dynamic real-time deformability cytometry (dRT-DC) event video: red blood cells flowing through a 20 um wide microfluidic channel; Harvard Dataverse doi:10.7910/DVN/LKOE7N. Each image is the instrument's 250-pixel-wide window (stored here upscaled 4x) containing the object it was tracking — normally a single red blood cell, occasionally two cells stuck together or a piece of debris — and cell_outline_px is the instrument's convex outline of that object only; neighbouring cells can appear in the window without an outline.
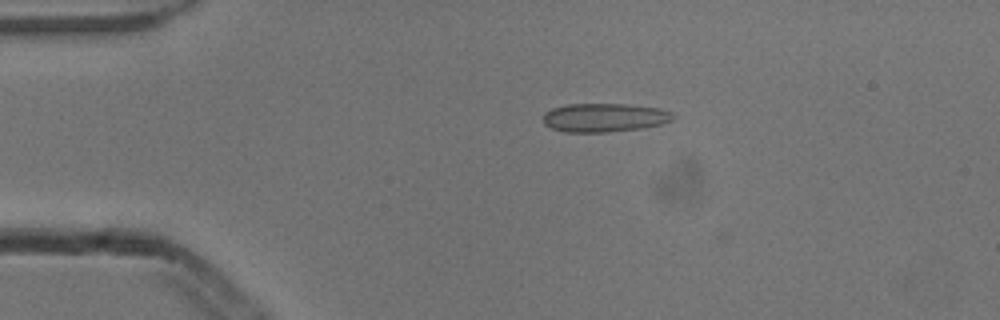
{"species": "common noctule bat (a hibernating species)", "species_latin": "Nyctalus noctula", "temperature_condition": "cold", "stored_images_in_passage": 4, "camera_frame_rate_fps": 3000, "um_per_image_px": 0.085, "animal": {"sex": "male", "body_mass_g": 13.3}, "frame": {"image": 1, "passage_image": 3, "time_ms": 0.667, "image_size_px": [1000, 320], "cell_outline_px": [[676, 116], [672, 120], [660, 124], [644, 128], [608, 132], [564, 132], [552, 128], [544, 124], [544, 112], [552, 108], [568, 104], [624, 104], [660, 108], [672, 112]], "centroid_in_image_um": [51.39, 9.99], "position_along_channel_um": 33.6, "area_um2": 21.79}}